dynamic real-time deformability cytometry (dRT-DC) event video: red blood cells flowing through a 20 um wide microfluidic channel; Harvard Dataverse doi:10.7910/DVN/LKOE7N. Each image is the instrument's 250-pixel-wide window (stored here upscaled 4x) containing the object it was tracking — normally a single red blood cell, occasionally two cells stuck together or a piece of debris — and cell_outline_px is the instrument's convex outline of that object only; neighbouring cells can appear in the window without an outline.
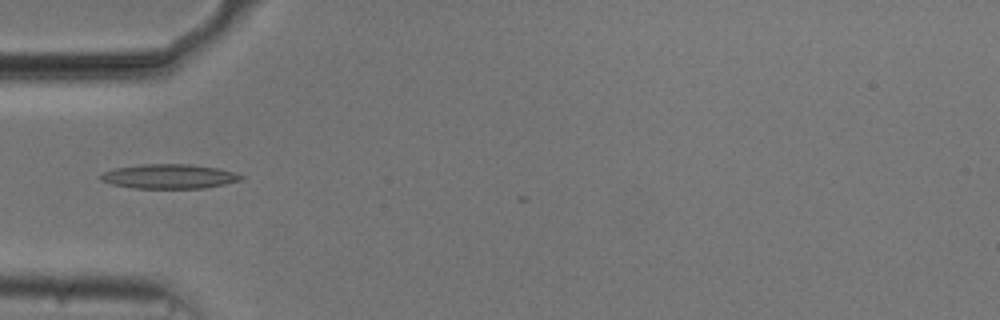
{"species": "common noctule bat (a hibernating species)", "species_latin": "Nyctalus noctula", "temperature_condition": "cold", "stored_images_in_passage": 7, "camera_frame_rate_fps": 3000, "um_per_image_px": 0.085, "animal": {"sex": "male", "body_mass_g": 20.5, "forearm_length_mm": 52.5}, "frame": {"image": 1, "passage_image": 1, "time_ms": 0.0, "image_size_px": [1000, 320], "cell_outline_px": [[244, 176], [240, 180], [224, 184], [204, 188], [132, 188], [112, 184], [100, 180], [96, 176], [104, 172], [116, 168], [144, 164], [188, 164], [216, 168], [232, 172]], "centroid_in_image_um": [14.32, 15.0], "position_along_channel_um": 70.7, "area_um2": 19.83}}
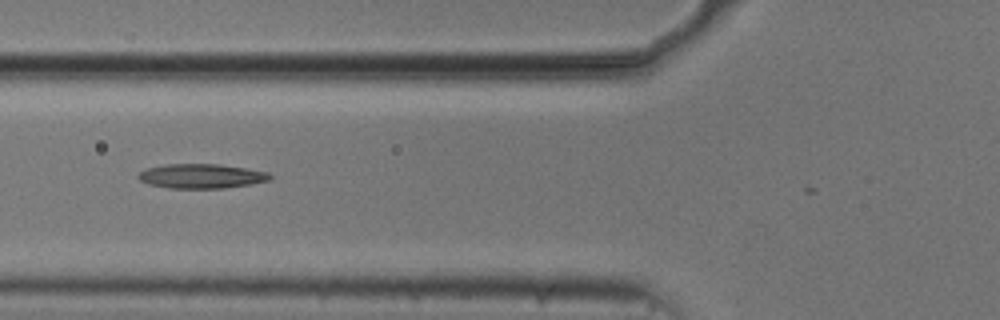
{"frame": {"image": 2, "passage_image": 4, "time_ms": 1.0, "image_size_px": [1000, 320], "cell_outline_px": [[272, 176], [268, 180], [252, 184], [224, 188], [168, 188], [148, 184], [140, 180], [136, 176], [140, 172], [148, 168], [168, 164], [220, 164], [268, 172]], "centroid_in_image_um": [17.11, 14.97], "position_along_channel_um": 108.7, "area_um2": 18.67}}